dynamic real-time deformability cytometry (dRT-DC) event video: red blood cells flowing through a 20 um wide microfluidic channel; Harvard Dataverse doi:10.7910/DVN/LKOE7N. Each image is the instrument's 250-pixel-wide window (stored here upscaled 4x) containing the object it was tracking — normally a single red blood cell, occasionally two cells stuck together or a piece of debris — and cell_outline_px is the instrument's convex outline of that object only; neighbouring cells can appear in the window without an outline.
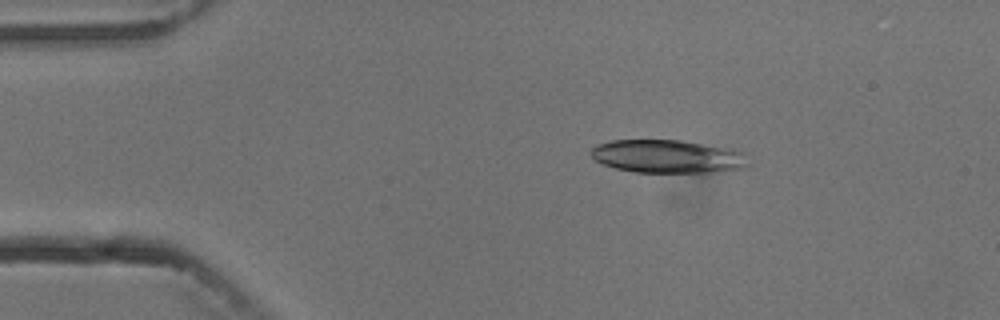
{"species": "common noctule bat (a hibernating species)", "species_latin": "Nyctalus noctula", "temperature_condition": "cold", "stored_images_in_passage": 3, "camera_frame_rate_fps": 3000, "um_per_image_px": 0.085, "animal": {"sex": "male", "body_mass_g": 13.3}, "frame": {"image": 1, "passage_image": 2, "time_ms": 1.0, "image_size_px": [1000, 320], "cell_outline_px": [[744, 168], [712, 172], [636, 172], [616, 168], [604, 164], [596, 160], [592, 156], [592, 148], [596, 144], [612, 140], [680, 140], [732, 148], [744, 152]], "centroid_in_image_um": [56.72, 13.28], "position_along_channel_um": 28.3, "area_um2": 30.11}}